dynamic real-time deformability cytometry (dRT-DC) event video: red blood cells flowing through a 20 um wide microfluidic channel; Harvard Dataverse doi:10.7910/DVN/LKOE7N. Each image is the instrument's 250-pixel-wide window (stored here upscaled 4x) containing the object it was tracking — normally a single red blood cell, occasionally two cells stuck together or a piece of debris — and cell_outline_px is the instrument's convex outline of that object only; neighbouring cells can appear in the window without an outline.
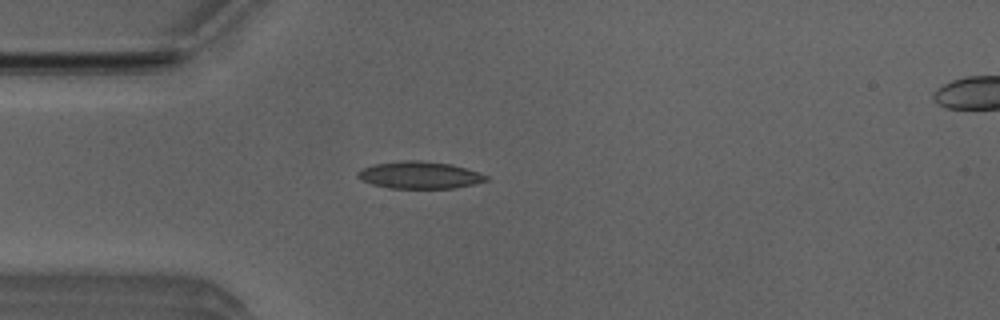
{"species": "Egyptian fruit bat (a non-hibernating species)", "species_latin": "Rousettus aegyptiacus", "temperature_condition": "room temperature", "stored_images_in_passage": 4, "camera_frame_rate_fps": 3000, "um_per_image_px": 0.085, "animal": {"sex": "male"}, "frame": {"image": 1, "passage_image": 4, "time_ms": 1.0, "image_size_px": [1000, 320], "cell_outline_px": [[488, 180], [456, 188], [388, 188], [372, 184], [360, 180], [356, 176], [356, 172], [360, 168], [372, 164], [408, 160], [420, 160], [452, 164], [480, 172], [488, 176]], "centroid_in_image_um": [35.62, 14.87], "position_along_channel_um": 49.4, "area_um2": 20.52}}